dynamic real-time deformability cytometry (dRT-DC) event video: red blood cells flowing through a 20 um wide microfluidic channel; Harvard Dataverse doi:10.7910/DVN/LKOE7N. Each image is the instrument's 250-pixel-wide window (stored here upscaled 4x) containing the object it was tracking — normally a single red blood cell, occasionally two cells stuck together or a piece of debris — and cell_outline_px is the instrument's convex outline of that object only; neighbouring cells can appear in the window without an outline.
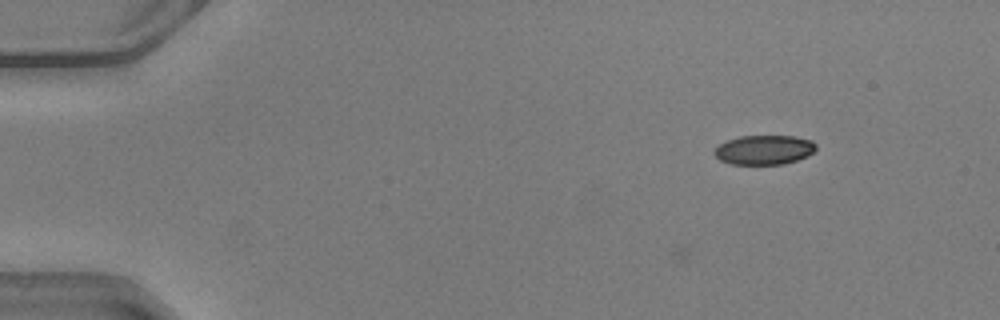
{"species": "common noctule bat (a hibernating species)", "species_latin": "Nyctalus noctula", "temperature_condition": "warm", "stored_images_in_passage": 10, "camera_frame_rate_fps": 3000, "um_per_image_px": 0.085, "animal": {"sex": "male", "body_mass_g": 20.5, "forearm_length_mm": 52.5}, "frame": {"image": 1, "passage_image": 10, "time_ms": 3.0, "image_size_px": [1000, 320], "cell_outline_px": [[816, 148], [808, 156], [784, 164], [732, 164], [720, 160], [712, 152], [720, 144], [728, 140], [740, 136], [796, 136], [812, 140], [816, 144]], "centroid_in_image_um": [64.97, 12.73], "position_along_channel_um": 20.0, "area_um2": 17.4}}